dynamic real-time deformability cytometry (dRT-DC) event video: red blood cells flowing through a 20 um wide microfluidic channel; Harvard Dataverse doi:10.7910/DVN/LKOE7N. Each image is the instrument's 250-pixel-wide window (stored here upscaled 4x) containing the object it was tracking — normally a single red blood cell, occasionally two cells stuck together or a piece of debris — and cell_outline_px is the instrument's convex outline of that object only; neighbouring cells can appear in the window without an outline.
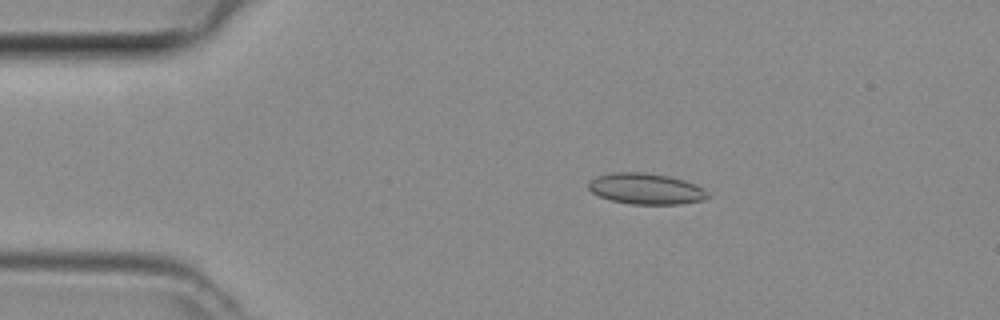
{"species": "common noctule bat (a hibernating species)", "species_latin": "Nyctalus noctula", "temperature_condition": "room temperature", "stored_images_in_passage": 4, "camera_frame_rate_fps": 3000, "um_per_image_px": 0.085, "animal": {"sex": "female", "body_mass_g": 29.2, "forearm_length_mm": 56.3}, "frame": {"image": 1, "passage_image": 3, "time_ms": 0.667, "image_size_px": [1000, 320], "cell_outline_px": [[712, 196], [704, 200], [680, 204], [632, 204], [612, 200], [600, 196], [592, 192], [588, 188], [588, 184], [596, 176], [620, 172], [644, 172], [668, 176], [684, 180], [696, 184], [704, 188]], "centroid_in_image_um": [54.97, 16.05], "position_along_channel_um": 30.0, "area_um2": 21.5}}